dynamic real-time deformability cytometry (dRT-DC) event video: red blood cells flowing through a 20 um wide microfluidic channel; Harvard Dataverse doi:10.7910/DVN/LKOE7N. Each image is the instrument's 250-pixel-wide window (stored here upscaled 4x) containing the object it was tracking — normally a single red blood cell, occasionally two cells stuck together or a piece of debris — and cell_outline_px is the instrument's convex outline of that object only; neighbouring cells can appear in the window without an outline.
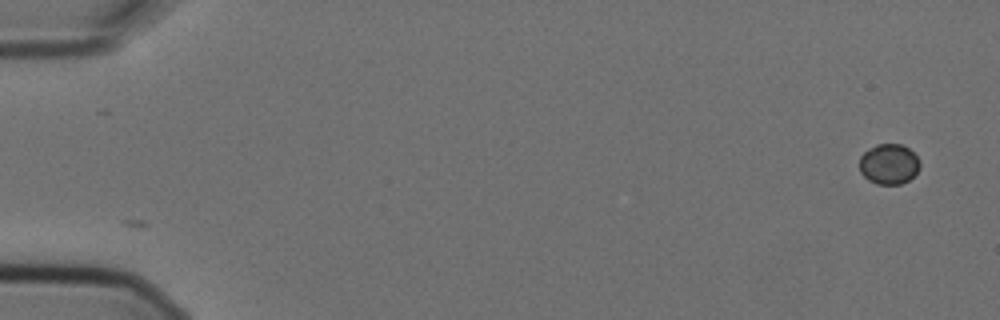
{"species": "Egyptian fruit bat (a non-hibernating species)", "species_latin": "Rousettus aegyptiacus", "temperature_condition": "cold", "stored_images_in_passage": 5, "camera_frame_rate_fps": 3000, "um_per_image_px": 0.085, "animal": {"sex": "female"}, "frame": {"image": 1, "passage_image": 1, "time_ms": 0.0, "image_size_px": [1000, 320], "cell_outline_px": [[920, 168], [908, 180], [900, 184], [876, 184], [868, 180], [860, 172], [860, 156], [868, 148], [876, 144], [900, 144], [908, 148], [916, 156], [920, 164]], "centroid_in_image_um": [75.53, 13.94], "position_along_channel_um": 9.5, "area_um2": 14.16}}
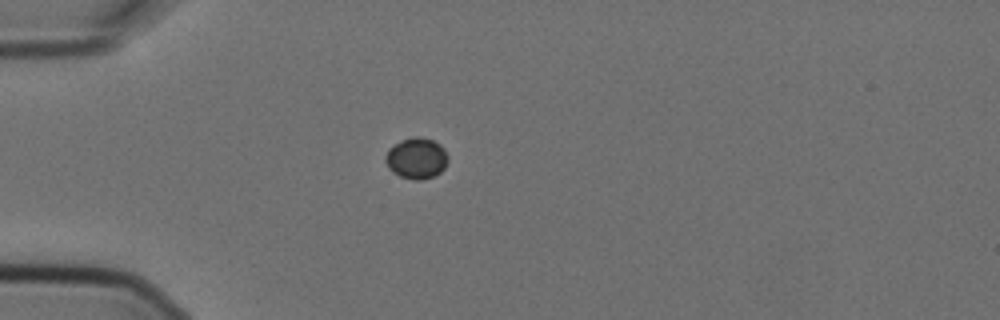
{"frame": {"image": 2, "passage_image": 5, "time_ms": 1.333, "image_size_px": [1000, 320], "cell_outline_px": [[448, 160], [444, 168], [440, 172], [432, 176], [420, 180], [412, 180], [400, 176], [392, 172], [388, 168], [384, 160], [384, 156], [388, 148], [412, 136], [416, 136], [432, 140], [440, 144], [444, 148], [448, 156]], "centroid_in_image_um": [35.38, 13.46], "position_along_channel_um": 49.6, "area_um2": 14.97}}